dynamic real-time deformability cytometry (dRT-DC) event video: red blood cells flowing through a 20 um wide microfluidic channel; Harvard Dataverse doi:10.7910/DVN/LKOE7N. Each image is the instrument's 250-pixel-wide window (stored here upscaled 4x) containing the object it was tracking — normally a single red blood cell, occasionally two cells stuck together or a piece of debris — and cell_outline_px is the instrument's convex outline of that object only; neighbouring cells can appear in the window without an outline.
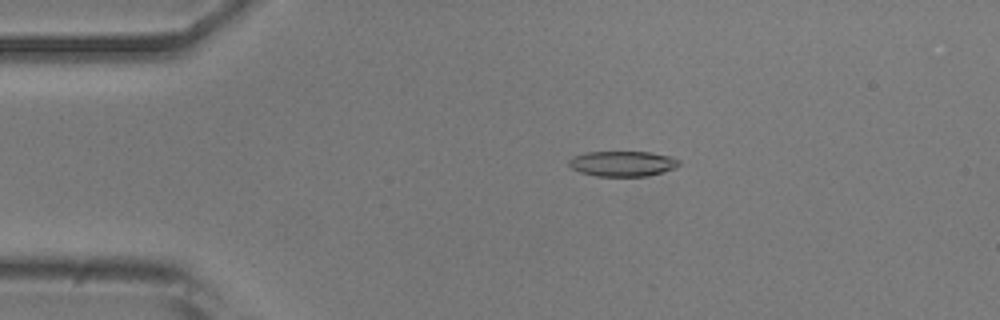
{"species": "common noctule bat (a hibernating species)", "species_latin": "Nyctalus noctula", "temperature_condition": "room temperature", "stored_images_in_passage": 3, "camera_frame_rate_fps": 3000, "um_per_image_px": 0.085, "animal": {"sex": "male", "body_mass_g": 20.5, "forearm_length_mm": 52.5}, "frame": {"image": 1, "passage_image": 2, "time_ms": 0.333, "image_size_px": [1000, 320], "cell_outline_px": [[680, 164], [676, 168], [648, 176], [596, 176], [580, 172], [572, 168], [568, 164], [568, 160], [572, 156], [584, 152], [652, 152], [672, 156], [680, 160]], "centroid_in_image_um": [52.93, 13.9], "position_along_channel_um": 32.1, "area_um2": 16.47}}